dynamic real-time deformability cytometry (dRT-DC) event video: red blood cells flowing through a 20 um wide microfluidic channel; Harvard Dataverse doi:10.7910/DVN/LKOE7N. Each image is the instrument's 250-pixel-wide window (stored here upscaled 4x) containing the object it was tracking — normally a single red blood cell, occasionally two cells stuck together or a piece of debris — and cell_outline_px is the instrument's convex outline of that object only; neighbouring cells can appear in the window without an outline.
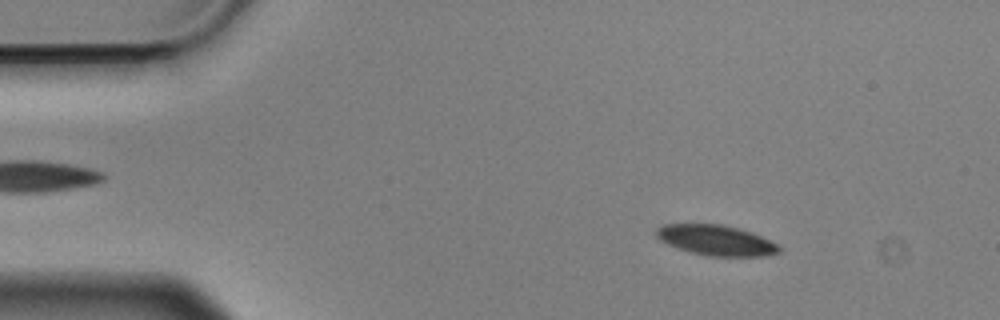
{"species": "Egyptian fruit bat (a non-hibernating species)", "species_latin": "Rousettus aegyptiacus", "temperature_condition": "cold", "stored_images_in_passage": 55, "camera_frame_rate_fps": 3000, "um_per_image_px": 0.085, "animal": {"sex": "male"}, "frame": {"image": 1, "passage_image": 7, "time_ms": 2.0, "image_size_px": [1000, 320], "cell_outline_px": [[780, 252], [764, 256], [708, 256], [676, 248], [660, 240], [656, 236], [656, 228], [664, 224], [724, 224], [740, 228], [752, 232], [776, 244], [780, 248]], "centroid_in_image_um": [60.84, 20.41], "position_along_channel_um": 24.2, "area_um2": 21.68}}
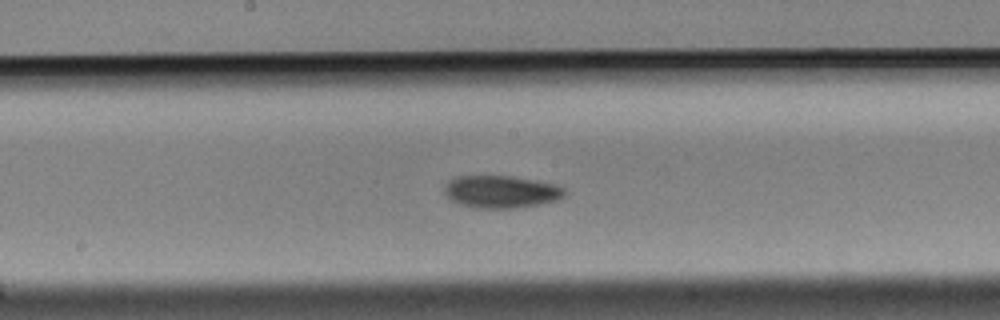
{"frame": {"image": 2, "passage_image": 28, "time_ms": 9.0, "image_size_px": [1000, 320], "cell_outline_px": [[568, 192], [564, 196], [556, 200], [536, 204], [512, 208], [476, 208], [460, 204], [452, 200], [444, 192], [444, 184], [448, 180], [456, 176], [512, 176], [536, 180], [556, 184], [564, 188]], "centroid_in_image_um": [42.58, 16.28], "position_along_channel_um": 205.6, "area_um2": 22.72}}
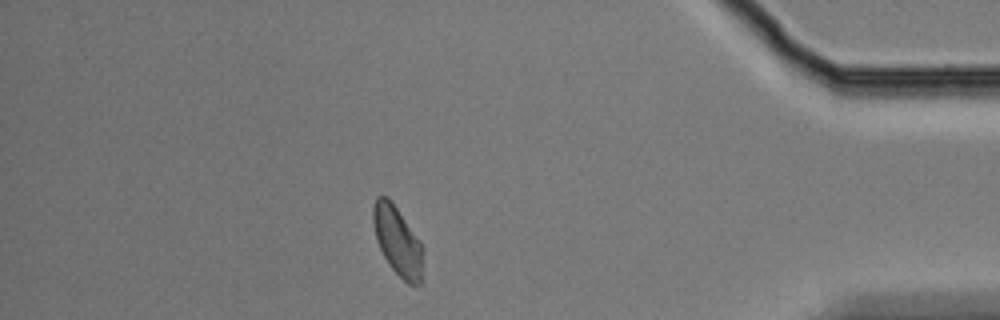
{"frame": {"image": 3, "passage_image": 48, "time_ms": 15.667, "image_size_px": [1000, 320], "cell_outline_px": [[424, 280], [420, 284], [408, 284], [388, 264], [376, 240], [372, 224], [372, 204], [376, 196], [384, 196], [396, 208], [420, 240], [424, 248]], "centroid_in_image_um": [33.83, 20.54], "position_along_channel_um": 401.4, "area_um2": 20.4}, "authors_computed_cell_mechanics": {"area_um2": 21.5016, "velocity_mm_per_s": 3.5534, "shape_relaxation_time_tau1_ms": 5.0858, "shape_relaxation_time_tau2_ms": 8.8203, "deformation_change_tau1": 0.0814, "deformation_change_tau2": 0.1154}}